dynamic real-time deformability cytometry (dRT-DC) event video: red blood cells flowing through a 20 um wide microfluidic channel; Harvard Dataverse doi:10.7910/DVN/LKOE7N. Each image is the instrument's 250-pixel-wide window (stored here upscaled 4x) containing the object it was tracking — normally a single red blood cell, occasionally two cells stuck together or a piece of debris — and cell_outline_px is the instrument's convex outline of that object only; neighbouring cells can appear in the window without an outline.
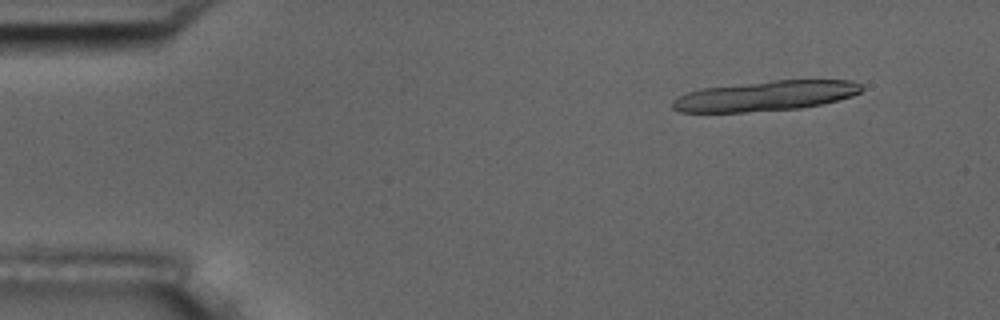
{"species": "common noctule bat (a hibernating species)", "species_latin": "Nyctalus noctula", "temperature_condition": "room temperature", "stored_images_in_passage": 6, "camera_frame_rate_fps": 3000, "um_per_image_px": 0.085, "animal": {"sex": "male", "body_mass_g": 17.5, "forearm_length_mm": 52.3}, "frame": {"image": 1, "passage_image": 2, "time_ms": 1.333, "image_size_px": [1000, 320], "cell_outline_px": [[864, 88], [860, 92], [852, 96], [820, 104], [800, 108], [744, 112], [680, 112], [672, 108], [672, 100], [676, 96], [688, 92], [704, 88], [772, 80], [852, 80], [860, 84]], "centroid_in_image_um": [65.05, 8.15], "position_along_channel_um": 20.0, "area_um2": 33.0}}